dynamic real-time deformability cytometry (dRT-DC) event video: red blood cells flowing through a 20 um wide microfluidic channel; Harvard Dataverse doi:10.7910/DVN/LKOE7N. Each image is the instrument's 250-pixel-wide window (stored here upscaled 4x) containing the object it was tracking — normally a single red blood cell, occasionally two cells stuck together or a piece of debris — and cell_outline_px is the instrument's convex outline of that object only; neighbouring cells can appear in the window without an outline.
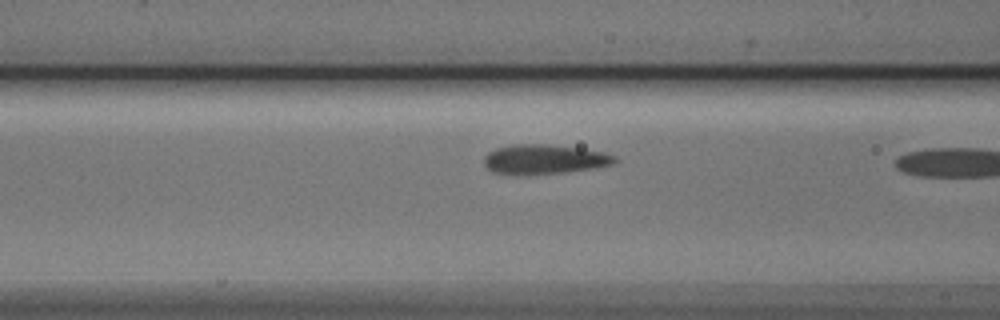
{"species": "Egyptian fruit bat (a non-hibernating species)", "species_latin": "Rousettus aegyptiacus", "temperature_condition": "cold", "stored_images_in_passage": 8, "camera_frame_rate_fps": 3000, "um_per_image_px": 0.085, "animal": {"sex": "male"}, "frame": {"image": 1, "passage_image": 7, "time_ms": 2.0, "image_size_px": [1000, 320], "cell_outline_px": [[620, 160], [612, 164], [592, 168], [564, 172], [492, 172], [484, 164], [484, 156], [488, 152], [496, 148], [512, 144], [548, 144], [580, 148], [604, 152], [616, 156]], "centroid_in_image_um": [46.31, 13.49], "position_along_channel_um": 120.3, "area_um2": 21.79}}